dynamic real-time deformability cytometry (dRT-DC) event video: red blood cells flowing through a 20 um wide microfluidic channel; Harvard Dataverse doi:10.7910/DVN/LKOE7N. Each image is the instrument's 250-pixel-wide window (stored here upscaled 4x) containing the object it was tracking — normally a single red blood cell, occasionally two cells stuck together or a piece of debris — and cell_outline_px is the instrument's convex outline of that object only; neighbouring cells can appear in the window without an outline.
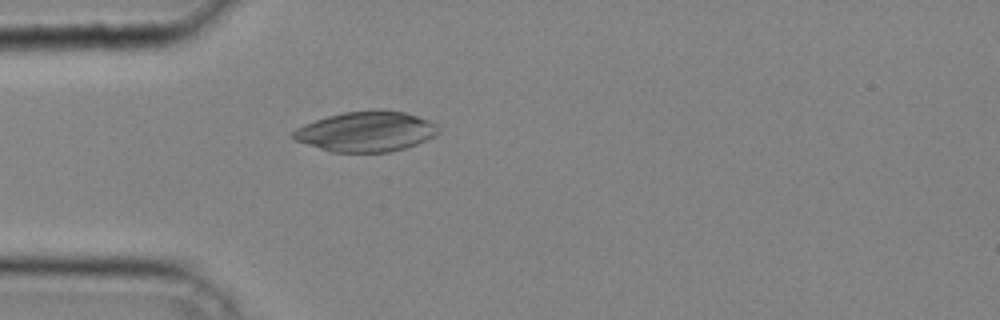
{"species": "common noctule bat (a hibernating species)", "species_latin": "Nyctalus noctula", "temperature_condition": "cold", "stored_images_in_passage": 34, "camera_frame_rate_fps": 3000, "um_per_image_px": 0.085, "animal": {"sex": "male", "body_mass_g": 20.4}, "frame": {"image": 1, "passage_image": 8, "time_ms": 2.333, "image_size_px": [1000, 320], "cell_outline_px": [[440, 132], [436, 136], [428, 140], [404, 148], [388, 152], [332, 152], [296, 140], [292, 136], [292, 132], [296, 128], [304, 124], [328, 116], [344, 112], [404, 112], [428, 120], [436, 124], [440, 128]], "centroid_in_image_um": [31.15, 11.21], "position_along_channel_um": 53.9, "area_um2": 33.23}}
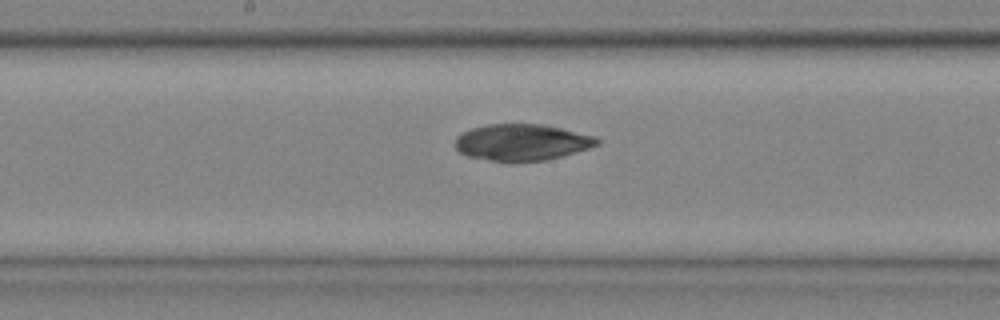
{"frame": {"image": 2, "passage_image": 18, "time_ms": 5.667, "image_size_px": [1000, 320], "cell_outline_px": [[600, 144], [588, 148], [548, 160], [512, 164], [508, 164], [468, 156], [460, 152], [452, 144], [456, 136], [472, 128], [488, 124], [540, 124], [560, 128], [596, 136], [600, 140]], "centroid_in_image_um": [44.32, 12.13], "position_along_channel_um": 203.9, "area_um2": 30.75}}
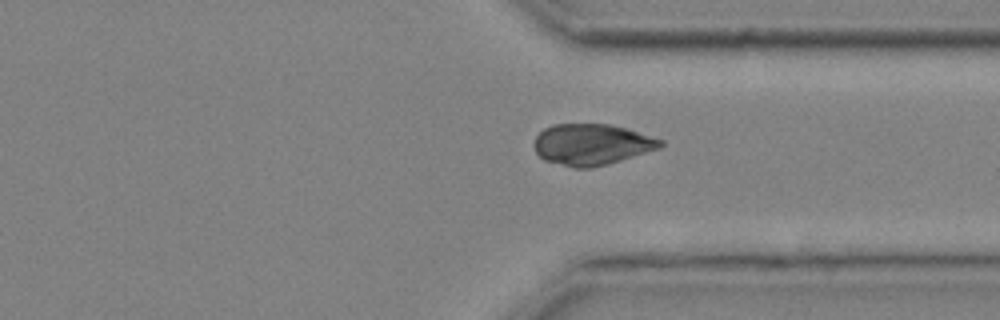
{"frame": {"image": 3, "passage_image": 28, "time_ms": 9.0, "image_size_px": [1000, 320], "cell_outline_px": [[664, 144], [660, 148], [608, 164], [592, 168], [572, 168], [544, 160], [536, 152], [536, 136], [544, 128], [552, 124], [608, 124], [624, 128], [664, 140]], "centroid_in_image_um": [50.3, 12.29], "position_along_channel_um": 361.1, "area_um2": 30.11}}